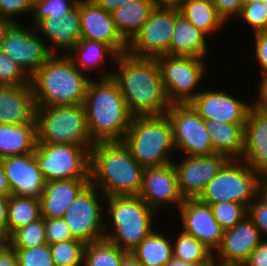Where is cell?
I'll list each match as a JSON object with an SVG mask.
<instances>
[{
	"label": "cell",
	"mask_w": 267,
	"mask_h": 266,
	"mask_svg": "<svg viewBox=\"0 0 267 266\" xmlns=\"http://www.w3.org/2000/svg\"><path fill=\"white\" fill-rule=\"evenodd\" d=\"M112 78L133 117L166 115L171 106L156 58L119 54Z\"/></svg>",
	"instance_id": "6da1fadb"
},
{
	"label": "cell",
	"mask_w": 267,
	"mask_h": 266,
	"mask_svg": "<svg viewBox=\"0 0 267 266\" xmlns=\"http://www.w3.org/2000/svg\"><path fill=\"white\" fill-rule=\"evenodd\" d=\"M112 73L105 71L87 87L83 105L94 143L123 141L133 119Z\"/></svg>",
	"instance_id": "7a4b0ae2"
},
{
	"label": "cell",
	"mask_w": 267,
	"mask_h": 266,
	"mask_svg": "<svg viewBox=\"0 0 267 266\" xmlns=\"http://www.w3.org/2000/svg\"><path fill=\"white\" fill-rule=\"evenodd\" d=\"M144 167L122 141L96 142L91 148L90 183L106 196H138Z\"/></svg>",
	"instance_id": "3957f363"
},
{
	"label": "cell",
	"mask_w": 267,
	"mask_h": 266,
	"mask_svg": "<svg viewBox=\"0 0 267 266\" xmlns=\"http://www.w3.org/2000/svg\"><path fill=\"white\" fill-rule=\"evenodd\" d=\"M90 80L66 54H53L30 77L36 106L84 104Z\"/></svg>",
	"instance_id": "277c9868"
},
{
	"label": "cell",
	"mask_w": 267,
	"mask_h": 266,
	"mask_svg": "<svg viewBox=\"0 0 267 266\" xmlns=\"http://www.w3.org/2000/svg\"><path fill=\"white\" fill-rule=\"evenodd\" d=\"M105 200L112 221L105 224L104 239L130 253L154 231L152 223L156 211L139 196H106ZM108 227H112L111 233Z\"/></svg>",
	"instance_id": "5b68a950"
},
{
	"label": "cell",
	"mask_w": 267,
	"mask_h": 266,
	"mask_svg": "<svg viewBox=\"0 0 267 266\" xmlns=\"http://www.w3.org/2000/svg\"><path fill=\"white\" fill-rule=\"evenodd\" d=\"M144 168L174 162L173 129L167 115L133 117L122 141Z\"/></svg>",
	"instance_id": "8992f818"
},
{
	"label": "cell",
	"mask_w": 267,
	"mask_h": 266,
	"mask_svg": "<svg viewBox=\"0 0 267 266\" xmlns=\"http://www.w3.org/2000/svg\"><path fill=\"white\" fill-rule=\"evenodd\" d=\"M37 143L75 144L91 149L84 105L36 106Z\"/></svg>",
	"instance_id": "52a82bcc"
},
{
	"label": "cell",
	"mask_w": 267,
	"mask_h": 266,
	"mask_svg": "<svg viewBox=\"0 0 267 266\" xmlns=\"http://www.w3.org/2000/svg\"><path fill=\"white\" fill-rule=\"evenodd\" d=\"M265 188V180L242 159H229L197 198L207 205L237 202L248 206Z\"/></svg>",
	"instance_id": "ba28073f"
},
{
	"label": "cell",
	"mask_w": 267,
	"mask_h": 266,
	"mask_svg": "<svg viewBox=\"0 0 267 266\" xmlns=\"http://www.w3.org/2000/svg\"><path fill=\"white\" fill-rule=\"evenodd\" d=\"M34 154L45 182L90 180L91 149L75 144L37 143Z\"/></svg>",
	"instance_id": "9c48e42d"
},
{
	"label": "cell",
	"mask_w": 267,
	"mask_h": 266,
	"mask_svg": "<svg viewBox=\"0 0 267 266\" xmlns=\"http://www.w3.org/2000/svg\"><path fill=\"white\" fill-rule=\"evenodd\" d=\"M192 56L160 55L156 57L167 98L171 104L190 103L205 76V60ZM194 91V93H193Z\"/></svg>",
	"instance_id": "30bf717a"
},
{
	"label": "cell",
	"mask_w": 267,
	"mask_h": 266,
	"mask_svg": "<svg viewBox=\"0 0 267 266\" xmlns=\"http://www.w3.org/2000/svg\"><path fill=\"white\" fill-rule=\"evenodd\" d=\"M177 5H157L148 20L128 43L127 53L135 57L156 58L170 55Z\"/></svg>",
	"instance_id": "8fae6325"
},
{
	"label": "cell",
	"mask_w": 267,
	"mask_h": 266,
	"mask_svg": "<svg viewBox=\"0 0 267 266\" xmlns=\"http://www.w3.org/2000/svg\"><path fill=\"white\" fill-rule=\"evenodd\" d=\"M98 190L89 183L63 216L73 239L85 244L103 240L105 237V223L102 218L104 213L101 207L103 204H99L101 200H105V196L100 193L99 197Z\"/></svg>",
	"instance_id": "7c38bea8"
},
{
	"label": "cell",
	"mask_w": 267,
	"mask_h": 266,
	"mask_svg": "<svg viewBox=\"0 0 267 266\" xmlns=\"http://www.w3.org/2000/svg\"><path fill=\"white\" fill-rule=\"evenodd\" d=\"M175 149L185 156H207L214 154L205 120L187 104H171L167 110Z\"/></svg>",
	"instance_id": "4fadbf2b"
},
{
	"label": "cell",
	"mask_w": 267,
	"mask_h": 266,
	"mask_svg": "<svg viewBox=\"0 0 267 266\" xmlns=\"http://www.w3.org/2000/svg\"><path fill=\"white\" fill-rule=\"evenodd\" d=\"M13 22L0 43V50L14 60L31 77L45 62L57 54L39 34Z\"/></svg>",
	"instance_id": "5bb4252c"
},
{
	"label": "cell",
	"mask_w": 267,
	"mask_h": 266,
	"mask_svg": "<svg viewBox=\"0 0 267 266\" xmlns=\"http://www.w3.org/2000/svg\"><path fill=\"white\" fill-rule=\"evenodd\" d=\"M138 196L156 212L172 203L179 208L185 199L179 189L174 162L145 168Z\"/></svg>",
	"instance_id": "9a60e30c"
},
{
	"label": "cell",
	"mask_w": 267,
	"mask_h": 266,
	"mask_svg": "<svg viewBox=\"0 0 267 266\" xmlns=\"http://www.w3.org/2000/svg\"><path fill=\"white\" fill-rule=\"evenodd\" d=\"M184 159V160H183ZM175 163L179 189L184 199H197L229 158L214 153L207 156H185Z\"/></svg>",
	"instance_id": "2e32d148"
},
{
	"label": "cell",
	"mask_w": 267,
	"mask_h": 266,
	"mask_svg": "<svg viewBox=\"0 0 267 266\" xmlns=\"http://www.w3.org/2000/svg\"><path fill=\"white\" fill-rule=\"evenodd\" d=\"M204 120H217L231 124H245L247 114L253 106L234 98L226 91L200 90L189 103Z\"/></svg>",
	"instance_id": "e0dca14e"
},
{
	"label": "cell",
	"mask_w": 267,
	"mask_h": 266,
	"mask_svg": "<svg viewBox=\"0 0 267 266\" xmlns=\"http://www.w3.org/2000/svg\"><path fill=\"white\" fill-rule=\"evenodd\" d=\"M13 195L40 198L45 180L34 152L0 160Z\"/></svg>",
	"instance_id": "ac0fdd59"
},
{
	"label": "cell",
	"mask_w": 267,
	"mask_h": 266,
	"mask_svg": "<svg viewBox=\"0 0 267 266\" xmlns=\"http://www.w3.org/2000/svg\"><path fill=\"white\" fill-rule=\"evenodd\" d=\"M177 210L180 212L183 232L195 237L211 251L220 246L223 230L214 218L210 205L198 199H185Z\"/></svg>",
	"instance_id": "d6986e66"
},
{
	"label": "cell",
	"mask_w": 267,
	"mask_h": 266,
	"mask_svg": "<svg viewBox=\"0 0 267 266\" xmlns=\"http://www.w3.org/2000/svg\"><path fill=\"white\" fill-rule=\"evenodd\" d=\"M81 38L101 41L118 54L127 51L128 43L120 36L112 14L92 0H80Z\"/></svg>",
	"instance_id": "ffe728a7"
},
{
	"label": "cell",
	"mask_w": 267,
	"mask_h": 266,
	"mask_svg": "<svg viewBox=\"0 0 267 266\" xmlns=\"http://www.w3.org/2000/svg\"><path fill=\"white\" fill-rule=\"evenodd\" d=\"M263 240L260 230L247 215L232 229L223 231L222 242L215 250L219 256L217 263L243 265Z\"/></svg>",
	"instance_id": "44dd1931"
},
{
	"label": "cell",
	"mask_w": 267,
	"mask_h": 266,
	"mask_svg": "<svg viewBox=\"0 0 267 266\" xmlns=\"http://www.w3.org/2000/svg\"><path fill=\"white\" fill-rule=\"evenodd\" d=\"M255 173L267 179V112L253 105L244 125V150L241 158Z\"/></svg>",
	"instance_id": "7402d4cb"
},
{
	"label": "cell",
	"mask_w": 267,
	"mask_h": 266,
	"mask_svg": "<svg viewBox=\"0 0 267 266\" xmlns=\"http://www.w3.org/2000/svg\"><path fill=\"white\" fill-rule=\"evenodd\" d=\"M36 104L31 83L0 86V124L36 123Z\"/></svg>",
	"instance_id": "603a6c76"
},
{
	"label": "cell",
	"mask_w": 267,
	"mask_h": 266,
	"mask_svg": "<svg viewBox=\"0 0 267 266\" xmlns=\"http://www.w3.org/2000/svg\"><path fill=\"white\" fill-rule=\"evenodd\" d=\"M35 27L46 38L44 41L50 40L56 50L68 53L81 39L80 0L63 18L45 17Z\"/></svg>",
	"instance_id": "cb8c5ba5"
},
{
	"label": "cell",
	"mask_w": 267,
	"mask_h": 266,
	"mask_svg": "<svg viewBox=\"0 0 267 266\" xmlns=\"http://www.w3.org/2000/svg\"><path fill=\"white\" fill-rule=\"evenodd\" d=\"M90 180H58L45 182L40 200L41 217L54 219L63 218L66 210L77 198Z\"/></svg>",
	"instance_id": "d4e9b609"
},
{
	"label": "cell",
	"mask_w": 267,
	"mask_h": 266,
	"mask_svg": "<svg viewBox=\"0 0 267 266\" xmlns=\"http://www.w3.org/2000/svg\"><path fill=\"white\" fill-rule=\"evenodd\" d=\"M207 35L193 26L182 14L175 18L170 56L206 57Z\"/></svg>",
	"instance_id": "484cf974"
},
{
	"label": "cell",
	"mask_w": 267,
	"mask_h": 266,
	"mask_svg": "<svg viewBox=\"0 0 267 266\" xmlns=\"http://www.w3.org/2000/svg\"><path fill=\"white\" fill-rule=\"evenodd\" d=\"M244 125L205 120L214 152L229 159H241L244 150Z\"/></svg>",
	"instance_id": "4316f807"
},
{
	"label": "cell",
	"mask_w": 267,
	"mask_h": 266,
	"mask_svg": "<svg viewBox=\"0 0 267 266\" xmlns=\"http://www.w3.org/2000/svg\"><path fill=\"white\" fill-rule=\"evenodd\" d=\"M36 123L0 124V160L35 151Z\"/></svg>",
	"instance_id": "83f0119b"
},
{
	"label": "cell",
	"mask_w": 267,
	"mask_h": 266,
	"mask_svg": "<svg viewBox=\"0 0 267 266\" xmlns=\"http://www.w3.org/2000/svg\"><path fill=\"white\" fill-rule=\"evenodd\" d=\"M156 0H131L111 12L120 36L129 43L157 6Z\"/></svg>",
	"instance_id": "f1b7e54d"
},
{
	"label": "cell",
	"mask_w": 267,
	"mask_h": 266,
	"mask_svg": "<svg viewBox=\"0 0 267 266\" xmlns=\"http://www.w3.org/2000/svg\"><path fill=\"white\" fill-rule=\"evenodd\" d=\"M66 55L73 61L83 73L87 70H99L100 65L105 64L106 57H111L110 61L116 62L119 54L108 44L101 41H92L81 38L76 45ZM85 70V71H84Z\"/></svg>",
	"instance_id": "f546056e"
},
{
	"label": "cell",
	"mask_w": 267,
	"mask_h": 266,
	"mask_svg": "<svg viewBox=\"0 0 267 266\" xmlns=\"http://www.w3.org/2000/svg\"><path fill=\"white\" fill-rule=\"evenodd\" d=\"M177 7L180 14L208 36L225 24L212 0H182Z\"/></svg>",
	"instance_id": "4dcf8cb0"
},
{
	"label": "cell",
	"mask_w": 267,
	"mask_h": 266,
	"mask_svg": "<svg viewBox=\"0 0 267 266\" xmlns=\"http://www.w3.org/2000/svg\"><path fill=\"white\" fill-rule=\"evenodd\" d=\"M171 239L163 236L160 232L153 231L130 253L143 266H165L172 258Z\"/></svg>",
	"instance_id": "1f68e13d"
},
{
	"label": "cell",
	"mask_w": 267,
	"mask_h": 266,
	"mask_svg": "<svg viewBox=\"0 0 267 266\" xmlns=\"http://www.w3.org/2000/svg\"><path fill=\"white\" fill-rule=\"evenodd\" d=\"M41 218L39 198L10 195L7 210V240L18 228Z\"/></svg>",
	"instance_id": "d6a6232c"
},
{
	"label": "cell",
	"mask_w": 267,
	"mask_h": 266,
	"mask_svg": "<svg viewBox=\"0 0 267 266\" xmlns=\"http://www.w3.org/2000/svg\"><path fill=\"white\" fill-rule=\"evenodd\" d=\"M177 236L172 244L173 256L195 266H204L214 260L215 253L192 235L181 231Z\"/></svg>",
	"instance_id": "836d02e7"
},
{
	"label": "cell",
	"mask_w": 267,
	"mask_h": 266,
	"mask_svg": "<svg viewBox=\"0 0 267 266\" xmlns=\"http://www.w3.org/2000/svg\"><path fill=\"white\" fill-rule=\"evenodd\" d=\"M127 252L106 239L86 244L83 266H120Z\"/></svg>",
	"instance_id": "e575fe53"
},
{
	"label": "cell",
	"mask_w": 267,
	"mask_h": 266,
	"mask_svg": "<svg viewBox=\"0 0 267 266\" xmlns=\"http://www.w3.org/2000/svg\"><path fill=\"white\" fill-rule=\"evenodd\" d=\"M11 248H33L47 244L45 218L16 229L6 242Z\"/></svg>",
	"instance_id": "d590c367"
},
{
	"label": "cell",
	"mask_w": 267,
	"mask_h": 266,
	"mask_svg": "<svg viewBox=\"0 0 267 266\" xmlns=\"http://www.w3.org/2000/svg\"><path fill=\"white\" fill-rule=\"evenodd\" d=\"M86 244L77 239L50 244L55 266H83Z\"/></svg>",
	"instance_id": "8d00e7d4"
},
{
	"label": "cell",
	"mask_w": 267,
	"mask_h": 266,
	"mask_svg": "<svg viewBox=\"0 0 267 266\" xmlns=\"http://www.w3.org/2000/svg\"><path fill=\"white\" fill-rule=\"evenodd\" d=\"M211 208L223 231L232 229L248 215V208L237 202L212 204Z\"/></svg>",
	"instance_id": "74e56055"
},
{
	"label": "cell",
	"mask_w": 267,
	"mask_h": 266,
	"mask_svg": "<svg viewBox=\"0 0 267 266\" xmlns=\"http://www.w3.org/2000/svg\"><path fill=\"white\" fill-rule=\"evenodd\" d=\"M77 2L78 0H33L34 25L45 17L63 18L77 5Z\"/></svg>",
	"instance_id": "f35d334b"
},
{
	"label": "cell",
	"mask_w": 267,
	"mask_h": 266,
	"mask_svg": "<svg viewBox=\"0 0 267 266\" xmlns=\"http://www.w3.org/2000/svg\"><path fill=\"white\" fill-rule=\"evenodd\" d=\"M30 84V77L8 55L0 50V86Z\"/></svg>",
	"instance_id": "ab89813d"
},
{
	"label": "cell",
	"mask_w": 267,
	"mask_h": 266,
	"mask_svg": "<svg viewBox=\"0 0 267 266\" xmlns=\"http://www.w3.org/2000/svg\"><path fill=\"white\" fill-rule=\"evenodd\" d=\"M19 266H55L49 244L33 248H12Z\"/></svg>",
	"instance_id": "60d3db41"
},
{
	"label": "cell",
	"mask_w": 267,
	"mask_h": 266,
	"mask_svg": "<svg viewBox=\"0 0 267 266\" xmlns=\"http://www.w3.org/2000/svg\"><path fill=\"white\" fill-rule=\"evenodd\" d=\"M239 17L251 26L253 33L267 31V11L263 2L243 4Z\"/></svg>",
	"instance_id": "b9f144b4"
},
{
	"label": "cell",
	"mask_w": 267,
	"mask_h": 266,
	"mask_svg": "<svg viewBox=\"0 0 267 266\" xmlns=\"http://www.w3.org/2000/svg\"><path fill=\"white\" fill-rule=\"evenodd\" d=\"M248 216L260 230L262 236H267V189L264 188L248 206ZM265 239H267L265 237Z\"/></svg>",
	"instance_id": "7bdbcfd3"
},
{
	"label": "cell",
	"mask_w": 267,
	"mask_h": 266,
	"mask_svg": "<svg viewBox=\"0 0 267 266\" xmlns=\"http://www.w3.org/2000/svg\"><path fill=\"white\" fill-rule=\"evenodd\" d=\"M45 234L49 245L73 239L63 218H45Z\"/></svg>",
	"instance_id": "ee69618b"
},
{
	"label": "cell",
	"mask_w": 267,
	"mask_h": 266,
	"mask_svg": "<svg viewBox=\"0 0 267 266\" xmlns=\"http://www.w3.org/2000/svg\"><path fill=\"white\" fill-rule=\"evenodd\" d=\"M33 11V0H0V16L16 22L13 16Z\"/></svg>",
	"instance_id": "f6af8a7d"
},
{
	"label": "cell",
	"mask_w": 267,
	"mask_h": 266,
	"mask_svg": "<svg viewBox=\"0 0 267 266\" xmlns=\"http://www.w3.org/2000/svg\"><path fill=\"white\" fill-rule=\"evenodd\" d=\"M254 34L255 56L254 60L260 64L263 77L267 76V31L256 32Z\"/></svg>",
	"instance_id": "bcb514c9"
},
{
	"label": "cell",
	"mask_w": 267,
	"mask_h": 266,
	"mask_svg": "<svg viewBox=\"0 0 267 266\" xmlns=\"http://www.w3.org/2000/svg\"><path fill=\"white\" fill-rule=\"evenodd\" d=\"M219 16L226 22L232 16L237 18L243 7V0H212Z\"/></svg>",
	"instance_id": "7dc6e473"
},
{
	"label": "cell",
	"mask_w": 267,
	"mask_h": 266,
	"mask_svg": "<svg viewBox=\"0 0 267 266\" xmlns=\"http://www.w3.org/2000/svg\"><path fill=\"white\" fill-rule=\"evenodd\" d=\"M243 266H267V239L256 247Z\"/></svg>",
	"instance_id": "c3c4849f"
},
{
	"label": "cell",
	"mask_w": 267,
	"mask_h": 266,
	"mask_svg": "<svg viewBox=\"0 0 267 266\" xmlns=\"http://www.w3.org/2000/svg\"><path fill=\"white\" fill-rule=\"evenodd\" d=\"M0 266H19L14 249L6 242L0 243Z\"/></svg>",
	"instance_id": "681fc988"
},
{
	"label": "cell",
	"mask_w": 267,
	"mask_h": 266,
	"mask_svg": "<svg viewBox=\"0 0 267 266\" xmlns=\"http://www.w3.org/2000/svg\"><path fill=\"white\" fill-rule=\"evenodd\" d=\"M8 197H0V243L7 242Z\"/></svg>",
	"instance_id": "f907efd6"
},
{
	"label": "cell",
	"mask_w": 267,
	"mask_h": 266,
	"mask_svg": "<svg viewBox=\"0 0 267 266\" xmlns=\"http://www.w3.org/2000/svg\"><path fill=\"white\" fill-rule=\"evenodd\" d=\"M259 86V100H255L253 105H255L258 109L267 112V76L262 77L261 85Z\"/></svg>",
	"instance_id": "816d5d0a"
},
{
	"label": "cell",
	"mask_w": 267,
	"mask_h": 266,
	"mask_svg": "<svg viewBox=\"0 0 267 266\" xmlns=\"http://www.w3.org/2000/svg\"><path fill=\"white\" fill-rule=\"evenodd\" d=\"M102 9L108 12H113L115 9L120 6L130 2L131 0H92Z\"/></svg>",
	"instance_id": "f5cc1de1"
},
{
	"label": "cell",
	"mask_w": 267,
	"mask_h": 266,
	"mask_svg": "<svg viewBox=\"0 0 267 266\" xmlns=\"http://www.w3.org/2000/svg\"><path fill=\"white\" fill-rule=\"evenodd\" d=\"M10 195H12L11 189L0 161V197H9Z\"/></svg>",
	"instance_id": "db71d44e"
},
{
	"label": "cell",
	"mask_w": 267,
	"mask_h": 266,
	"mask_svg": "<svg viewBox=\"0 0 267 266\" xmlns=\"http://www.w3.org/2000/svg\"><path fill=\"white\" fill-rule=\"evenodd\" d=\"M12 21L8 18L0 16V43L2 42L8 28L12 25Z\"/></svg>",
	"instance_id": "11a10c76"
},
{
	"label": "cell",
	"mask_w": 267,
	"mask_h": 266,
	"mask_svg": "<svg viewBox=\"0 0 267 266\" xmlns=\"http://www.w3.org/2000/svg\"><path fill=\"white\" fill-rule=\"evenodd\" d=\"M120 266H143L131 253H127Z\"/></svg>",
	"instance_id": "9f6ffc18"
},
{
	"label": "cell",
	"mask_w": 267,
	"mask_h": 266,
	"mask_svg": "<svg viewBox=\"0 0 267 266\" xmlns=\"http://www.w3.org/2000/svg\"><path fill=\"white\" fill-rule=\"evenodd\" d=\"M165 266H195L175 256H172L171 260Z\"/></svg>",
	"instance_id": "6f0895ef"
},
{
	"label": "cell",
	"mask_w": 267,
	"mask_h": 266,
	"mask_svg": "<svg viewBox=\"0 0 267 266\" xmlns=\"http://www.w3.org/2000/svg\"><path fill=\"white\" fill-rule=\"evenodd\" d=\"M182 0H156L159 5H178Z\"/></svg>",
	"instance_id": "680465c9"
},
{
	"label": "cell",
	"mask_w": 267,
	"mask_h": 266,
	"mask_svg": "<svg viewBox=\"0 0 267 266\" xmlns=\"http://www.w3.org/2000/svg\"><path fill=\"white\" fill-rule=\"evenodd\" d=\"M256 2H265V0H243V4H253Z\"/></svg>",
	"instance_id": "91938a15"
},
{
	"label": "cell",
	"mask_w": 267,
	"mask_h": 266,
	"mask_svg": "<svg viewBox=\"0 0 267 266\" xmlns=\"http://www.w3.org/2000/svg\"><path fill=\"white\" fill-rule=\"evenodd\" d=\"M216 259H217V257L216 258L214 257V260L212 262H210V263H208L207 265H204V266H217V262H216L217 260Z\"/></svg>",
	"instance_id": "94428289"
},
{
	"label": "cell",
	"mask_w": 267,
	"mask_h": 266,
	"mask_svg": "<svg viewBox=\"0 0 267 266\" xmlns=\"http://www.w3.org/2000/svg\"><path fill=\"white\" fill-rule=\"evenodd\" d=\"M217 266H243V265H235V264H219V263H217Z\"/></svg>",
	"instance_id": "6125c7cd"
},
{
	"label": "cell",
	"mask_w": 267,
	"mask_h": 266,
	"mask_svg": "<svg viewBox=\"0 0 267 266\" xmlns=\"http://www.w3.org/2000/svg\"><path fill=\"white\" fill-rule=\"evenodd\" d=\"M263 4L266 7V11H267V0H265V2H263Z\"/></svg>",
	"instance_id": "be15d7a7"
},
{
	"label": "cell",
	"mask_w": 267,
	"mask_h": 266,
	"mask_svg": "<svg viewBox=\"0 0 267 266\" xmlns=\"http://www.w3.org/2000/svg\"><path fill=\"white\" fill-rule=\"evenodd\" d=\"M265 188L267 189V179L265 180Z\"/></svg>",
	"instance_id": "e7e4bbea"
}]
</instances>
